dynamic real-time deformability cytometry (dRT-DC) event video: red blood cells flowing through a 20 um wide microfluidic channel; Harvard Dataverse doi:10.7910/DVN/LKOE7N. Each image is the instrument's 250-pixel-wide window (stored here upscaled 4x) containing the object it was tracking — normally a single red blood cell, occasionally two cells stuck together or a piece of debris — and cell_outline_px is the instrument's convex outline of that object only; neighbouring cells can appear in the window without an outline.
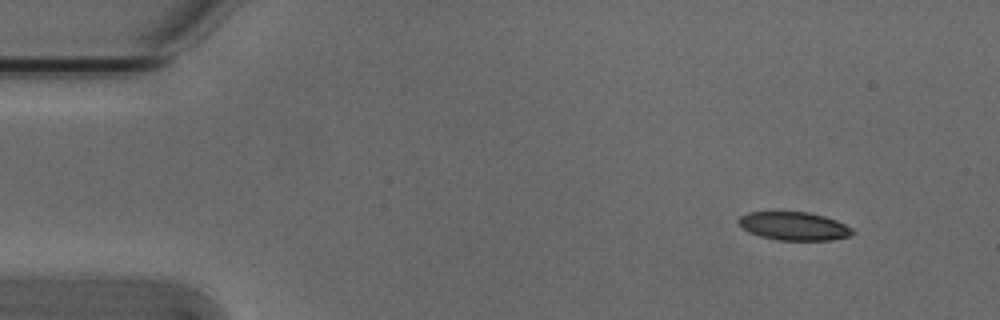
{"species": "Egyptian fruit bat (a non-hibernating species)", "species_latin": "Rousettus aegyptiacus", "temperature_condition": "cold", "stored_images_in_passage": 7, "camera_frame_rate_fps": 3000, "um_per_image_px": 0.085, "animal": {"sex": "male"}, "frame": {"image": 1, "passage_image": 1, "time_ms": 0.0, "image_size_px": [1000, 320], "cell_outline_px": [[856, 232], [848, 236], [832, 240], [776, 240], [760, 236], [748, 232], [736, 220], [740, 216], [748, 212], [808, 212], [824, 216], [836, 220], [852, 228]], "centroid_in_image_um": [67.48, 19.22], "position_along_channel_um": 17.5, "area_um2": 18.79}}
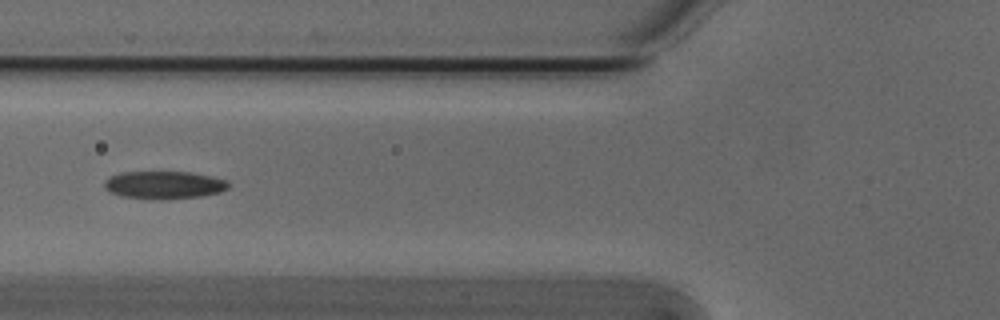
{"frame": {"image": 2, "passage_image": 5, "time_ms": 1.333, "image_size_px": [1000, 320], "cell_outline_px": [[228, 188], [220, 192], [200, 196], [160, 200], [120, 196], [108, 192], [104, 188], [104, 180], [108, 176], [120, 172], [192, 172], [228, 180]], "centroid_in_image_um": [13.89, 15.72], "position_along_channel_um": 111.9, "area_um2": 20.29}}
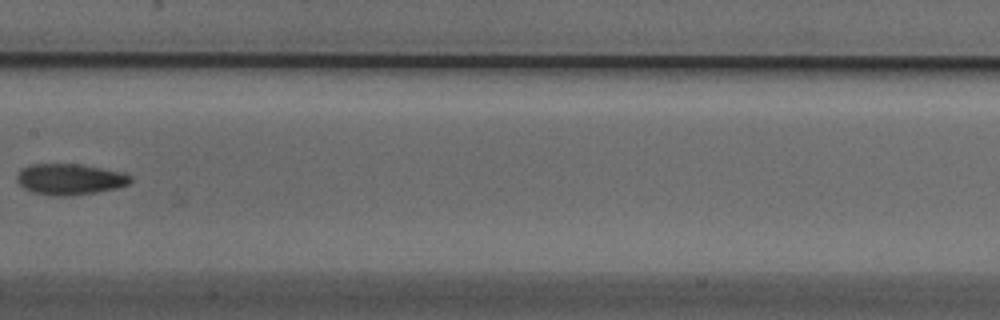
{"frame": {"image": 3, "passage_image": 7, "time_ms": 2.0, "image_size_px": [1000, 320], "cell_outline_px": [[132, 180], [128, 184], [116, 188], [96, 192], [64, 196], [60, 196], [32, 192], [24, 188], [16, 180], [16, 176], [20, 168], [32, 164], [80, 164], [124, 172], [132, 176]], "centroid_in_image_um": [5.93, 15.22], "position_along_channel_um": 201.5, "area_um2": 20.52}}